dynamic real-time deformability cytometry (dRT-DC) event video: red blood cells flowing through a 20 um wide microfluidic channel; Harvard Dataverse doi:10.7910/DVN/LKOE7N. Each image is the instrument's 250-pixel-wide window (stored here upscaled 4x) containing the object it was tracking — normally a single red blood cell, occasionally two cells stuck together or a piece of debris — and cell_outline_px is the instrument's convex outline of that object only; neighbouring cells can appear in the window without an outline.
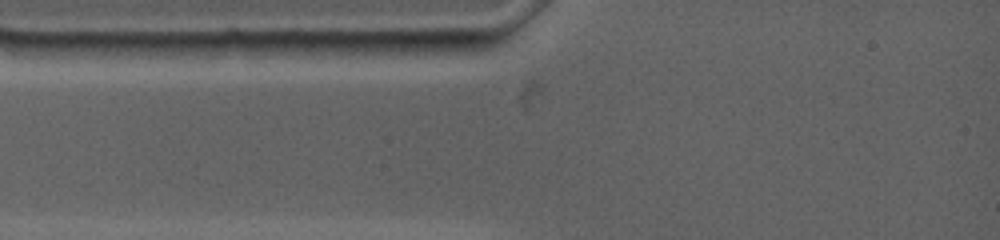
{"species": "common noctule bat (a hibernating species)", "species_latin": "Nyctalus noctula", "temperature_condition": "warm", "stored_images_in_passage": 2, "camera_frame_rate_fps": 4500, "um_per_image_px": 0.085, "animal": {"sex": "female", "body_mass_g": 19.0, "forearm_length_mm": 53.3}, "frame": {"image": 1, "passage_image": 1, "time_ms": 0.0, "image_size_px": [1000, 240], "cell_outline_px": [[256, 44], [236, 56], [188, 60], [164, 52], [144, 44], [228, 40], [248, 40]], "centroid_in_image_um": [17.38, 4.15], "position_along_channel_um": 67.6, "area_um2": 10.29}}